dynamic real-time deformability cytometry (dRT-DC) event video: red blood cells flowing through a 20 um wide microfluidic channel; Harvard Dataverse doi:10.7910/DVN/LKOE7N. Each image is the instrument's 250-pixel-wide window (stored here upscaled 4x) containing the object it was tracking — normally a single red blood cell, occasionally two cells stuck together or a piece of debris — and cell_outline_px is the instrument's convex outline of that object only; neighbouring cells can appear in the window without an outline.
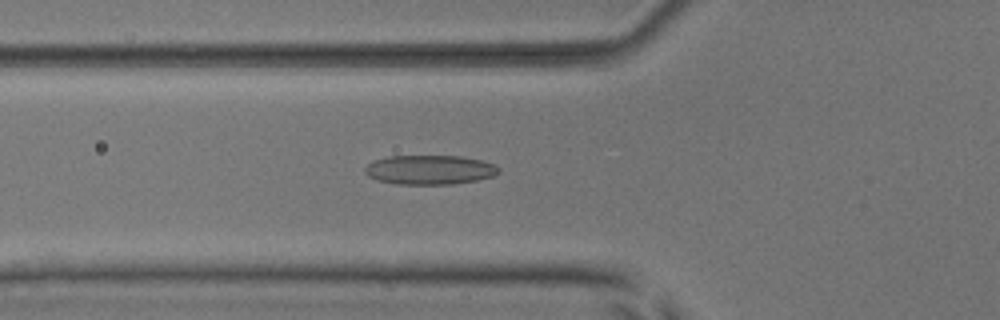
{"species": "common noctule bat (a hibernating species)", "species_latin": "Nyctalus noctula", "temperature_condition": "room temperature", "stored_images_in_passage": 42, "camera_frame_rate_fps": 3000, "um_per_image_px": 0.085, "animal": {"sex": "male", "body_mass_g": 17.9, "forearm_length_mm": 54.2}, "frame": {"image": 1, "passage_image": 19, "time_ms": 6.0, "image_size_px": [1000, 320], "cell_outline_px": [[500, 172], [492, 176], [476, 180], [452, 184], [396, 184], [376, 180], [368, 176], [364, 172], [364, 168], [372, 160], [388, 156], [460, 156], [480, 160], [492, 164], [500, 168]], "centroid_in_image_um": [36.47, 14.43], "position_along_channel_um": 89.3, "area_um2": 22.89}}
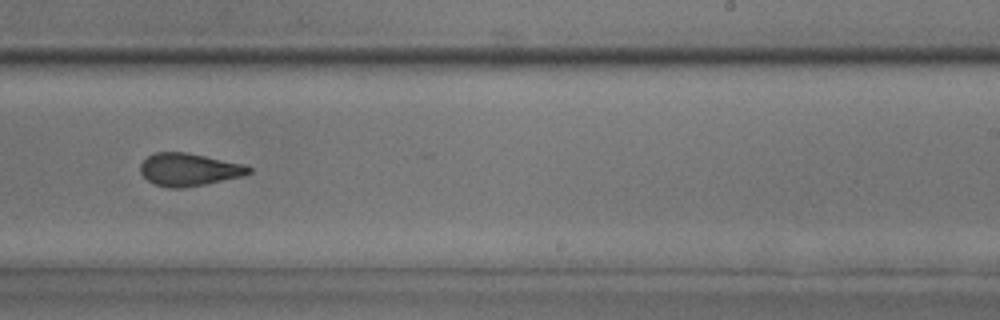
{"frame": {"image": 2, "passage_image": 33, "time_ms": 10.667, "image_size_px": [1000, 320], "cell_outline_px": [[252, 172], [244, 176], [184, 188], [168, 188], [156, 184], [148, 180], [140, 172], [140, 164], [148, 156], [156, 152], [184, 152], [244, 164], [252, 168]], "centroid_in_image_um": [16.07, 14.42], "position_along_channel_um": 272.9, "area_um2": 20.52}}
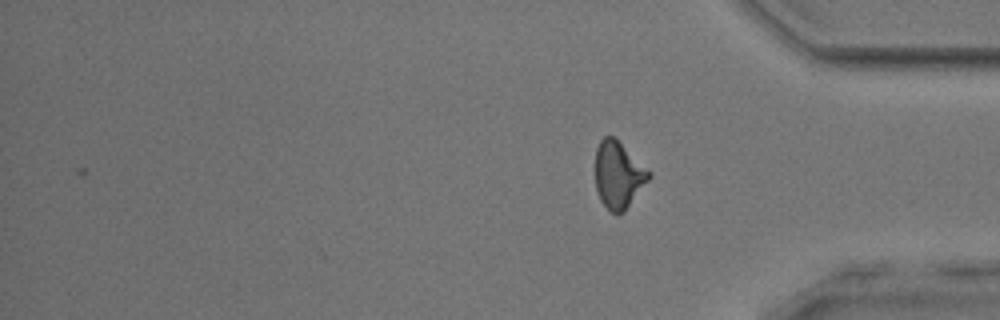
{"frame": {"image": 3, "passage_image": 42, "time_ms": 13.667, "image_size_px": [1000, 320], "cell_outline_px": [[652, 176], [624, 212], [620, 216], [616, 216], [600, 200], [596, 192], [596, 148], [600, 140], [604, 136], [612, 136], [652, 172]], "centroid_in_image_um": [52.57, 14.9], "position_along_channel_um": 382.6, "area_um2": 20.87}, "authors_computed_cell_mechanics": {"area_um2": 21.675, "velocity_mm_per_s": 3.9376, "shape_relaxation_time_tau1_ms": 6.7566, "shape_relaxation_time_tau2_ms": 2.0525, "deformation_change_tau1": 0.1759, "deformation_change_tau2": 0.102}}